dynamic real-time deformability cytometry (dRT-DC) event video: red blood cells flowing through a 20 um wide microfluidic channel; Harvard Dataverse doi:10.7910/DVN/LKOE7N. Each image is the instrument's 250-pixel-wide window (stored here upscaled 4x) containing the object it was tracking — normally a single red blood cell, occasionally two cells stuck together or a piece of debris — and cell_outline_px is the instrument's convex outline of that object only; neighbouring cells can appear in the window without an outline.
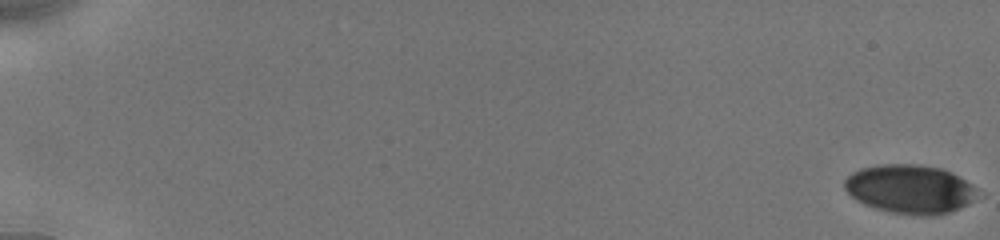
{"species": "human", "species_latin": "Homo sapiens", "temperature_condition": "cold", "stored_images_in_passage": 19, "camera_frame_rate_fps": 3000, "um_per_image_px": 0.085, "donor": {"sex": "male"}, "frame": {"image": 1, "passage_image": 1, "time_ms": 0.0, "image_size_px": [1000, 240], "cell_outline_px": [[984, 196], [960, 208], [936, 216], [912, 216], [888, 212], [864, 204], [856, 200], [844, 188], [844, 180], [852, 172], [860, 168], [880, 164], [920, 164], [940, 168], [952, 172], [976, 188]], "centroid_in_image_um": [77.39, 16.09], "position_along_channel_um": 7.6, "area_um2": 38.49}}